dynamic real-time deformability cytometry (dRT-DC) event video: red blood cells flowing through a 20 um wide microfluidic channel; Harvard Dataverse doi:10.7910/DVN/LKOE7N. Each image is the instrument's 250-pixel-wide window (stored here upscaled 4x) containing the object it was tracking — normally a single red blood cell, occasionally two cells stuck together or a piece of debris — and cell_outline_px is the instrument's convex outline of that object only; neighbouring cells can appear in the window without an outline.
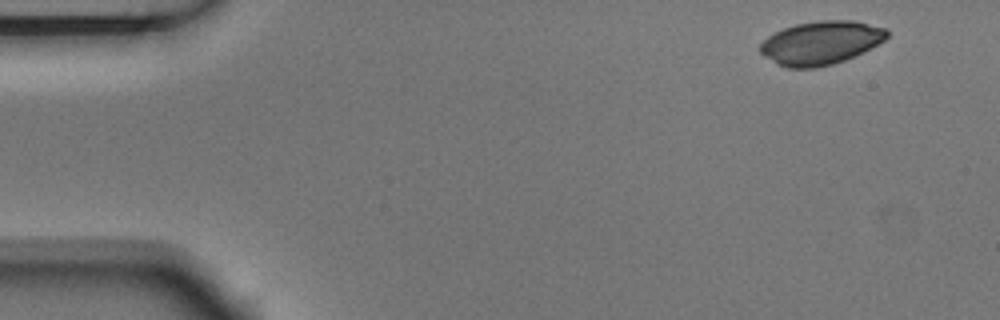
{"species": "Egyptian fruit bat (a non-hibernating species)", "species_latin": "Rousettus aegyptiacus", "temperature_condition": "room temperature", "stored_images_in_passage": 5, "camera_frame_rate_fps": 3000, "um_per_image_px": 0.085, "animal": {"sex": "male"}, "frame": {"image": 1, "passage_image": 1, "time_ms": 0.0, "image_size_px": [1000, 320], "cell_outline_px": [[888, 36], [884, 40], [844, 60], [832, 64], [816, 68], [788, 68], [776, 64], [764, 56], [760, 52], [760, 44], [768, 36], [784, 28], [796, 24], [820, 20], [852, 20], [888, 28]], "centroid_in_image_um": [69.75, 3.63], "position_along_channel_um": 15.3, "area_um2": 31.85}}
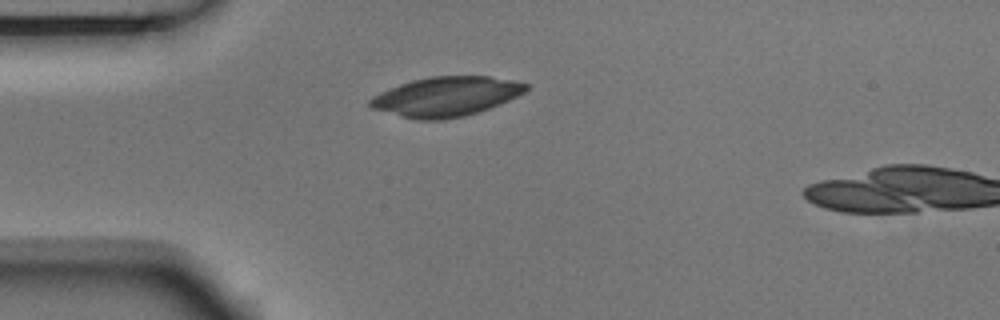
{"frame": {"image": 2, "passage_image": 4, "time_ms": 1.0, "image_size_px": [1000, 320], "cell_outline_px": [[528, 88], [524, 92], [500, 104], [480, 112], [464, 116], [440, 120], [416, 120], [372, 108], [368, 104], [368, 100], [380, 92], [400, 84], [412, 80], [432, 76], [488, 76], [512, 80], [528, 84]], "centroid_in_image_um": [37.91, 8.21], "position_along_channel_um": 47.1, "area_um2": 35.78}}